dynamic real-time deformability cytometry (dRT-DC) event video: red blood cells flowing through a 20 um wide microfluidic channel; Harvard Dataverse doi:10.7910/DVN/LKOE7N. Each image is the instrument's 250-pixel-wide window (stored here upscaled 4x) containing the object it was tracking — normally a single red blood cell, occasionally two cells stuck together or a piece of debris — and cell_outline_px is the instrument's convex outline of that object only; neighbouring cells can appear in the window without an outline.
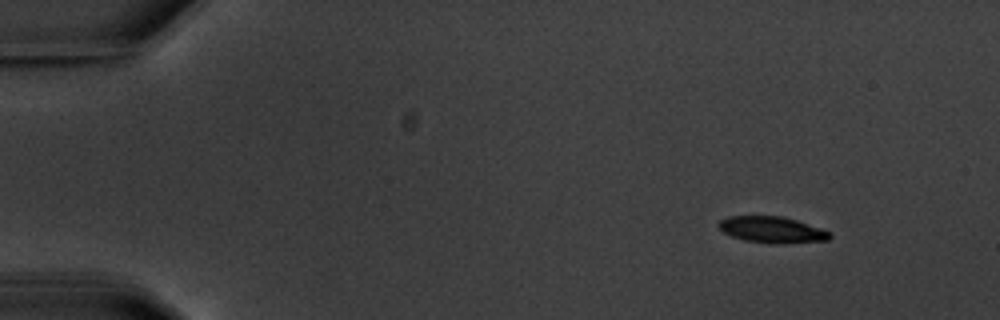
{"species": "common noctule bat (a hibernating species)", "species_latin": "Nyctalus noctula", "temperature_condition": "warm", "stored_images_in_passage": 8, "camera_frame_rate_fps": 3000, "um_per_image_px": 0.085, "animal": {"sex": "male", "body_mass_g": 20.1, "forearm_length_mm": 53.5}, "frame": {"image": 1, "passage_image": 1, "time_ms": 0.0, "image_size_px": [1000, 320], "cell_outline_px": [[832, 236], [828, 240], [776, 244], [744, 240], [732, 236], [724, 232], [716, 224], [720, 220], [728, 216], [784, 216], [820, 228], [828, 232]], "centroid_in_image_um": [65.59, 19.52], "position_along_channel_um": 19.4, "area_um2": 16.88}}
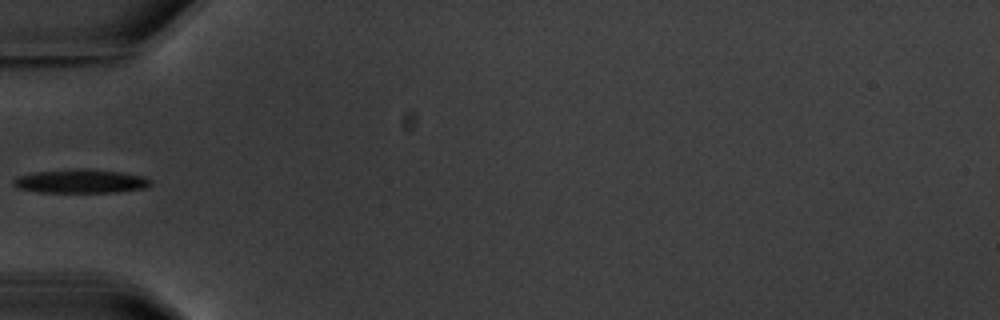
{"frame": {"image": 2, "passage_image": 5, "time_ms": 4.667, "image_size_px": [1000, 320], "cell_outline_px": [[152, 184], [148, 188], [116, 192], [40, 192], [20, 188], [12, 184], [12, 180], [16, 176], [36, 172], [80, 168], [88, 168], [120, 172], [144, 176], [152, 180]], "centroid_in_image_um": [6.91, 15.4], "position_along_channel_um": 78.1, "area_um2": 19.13}}